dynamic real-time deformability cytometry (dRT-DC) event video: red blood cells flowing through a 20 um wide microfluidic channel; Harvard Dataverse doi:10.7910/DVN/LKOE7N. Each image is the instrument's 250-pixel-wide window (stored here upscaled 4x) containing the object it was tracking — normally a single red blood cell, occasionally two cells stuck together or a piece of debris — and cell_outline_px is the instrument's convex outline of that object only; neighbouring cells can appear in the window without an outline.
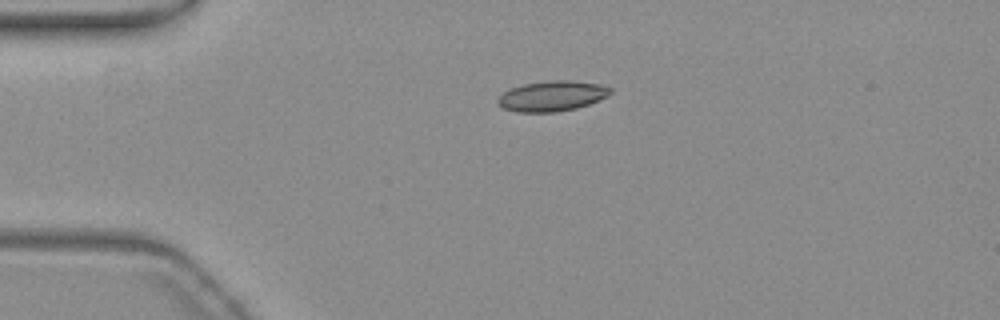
{"species": "common noctule bat (a hibernating species)", "species_latin": "Nyctalus noctula", "temperature_condition": "warm", "stored_images_in_passage": 43, "camera_frame_rate_fps": 3000, "um_per_image_px": 0.085, "animal": {"sex": "female", "body_mass_g": 19.3, "forearm_length_mm": 54.1}, "frame": {"image": 1, "passage_image": 1, "time_ms": 0.0, "image_size_px": [1000, 320], "cell_outline_px": [[612, 92], [608, 96], [588, 104], [576, 108], [556, 112], [516, 112], [504, 108], [496, 104], [496, 100], [508, 88], [524, 84], [548, 80], [572, 80], [600, 84], [612, 88]], "centroid_in_image_um": [46.91, 8.15], "position_along_channel_um": 38.1, "area_um2": 20.06}}
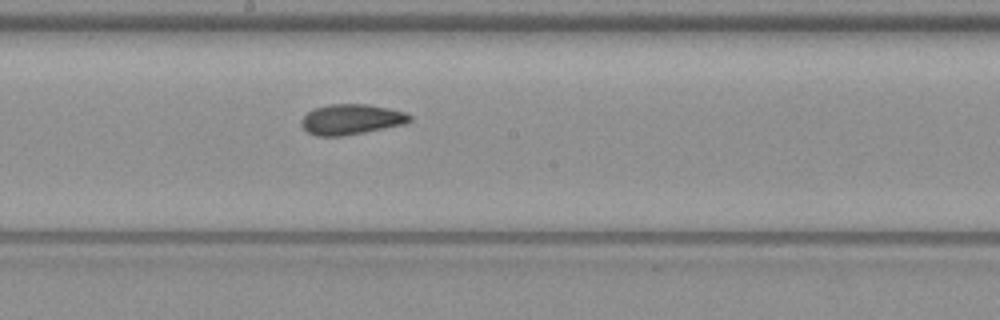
{"frame": {"image": 2, "passage_image": 18, "time_ms": 5.667, "image_size_px": [1000, 320], "cell_outline_px": [[412, 120], [404, 124], [344, 136], [316, 136], [308, 132], [300, 124], [300, 120], [312, 108], [328, 104], [368, 104], [388, 108], [404, 112], [412, 116]], "centroid_in_image_um": [29.83, 10.14], "position_along_channel_um": 218.4, "area_um2": 19.25}}
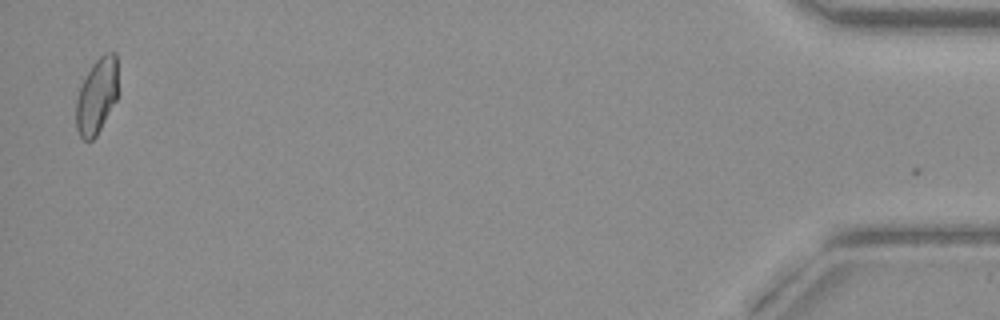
{"frame": {"image": 3, "passage_image": 42, "time_ms": 13.667, "image_size_px": [1000, 320], "cell_outline_px": [[116, 100], [96, 136], [92, 140], [84, 140], [80, 136], [76, 128], [76, 100], [80, 88], [92, 64], [104, 52], [116, 52]], "centroid_in_image_um": [8.2, 8.17], "position_along_channel_um": 427.0, "area_um2": 18.09}, "authors_computed_cell_mechanics": {"area_um2": 19.1896, "velocity_mm_per_s": 3.7808, "shape_relaxation_time_tau1_ms": null, "shape_relaxation_time_tau2_ms": 2.3667, "deformation_change_tau1": null, "deformation_change_tau2": 0.0841}}